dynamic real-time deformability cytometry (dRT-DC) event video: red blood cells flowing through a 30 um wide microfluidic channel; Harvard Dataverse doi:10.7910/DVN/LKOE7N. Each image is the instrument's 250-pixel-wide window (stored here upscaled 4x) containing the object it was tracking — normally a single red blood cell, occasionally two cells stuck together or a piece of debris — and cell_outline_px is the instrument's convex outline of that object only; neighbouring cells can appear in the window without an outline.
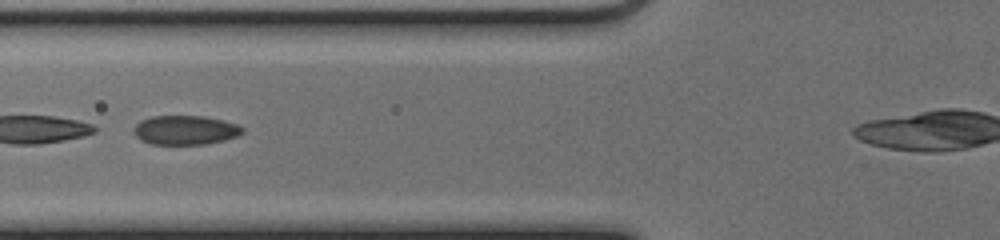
{"species": "common noctule bat (a hibernating species)", "species_latin": "Nyctalus noctula", "temperature_condition": "cold", "stored_images_in_passage": 35, "segment_of_instrument_passage": [2, 2], "camera_frame_rate_fps": 3000, "um_per_image_px": 0.085, "animal": {"sex": "female", "body_mass_g": 17.0, "forearm_length_mm": 48.0}, "frame": {"image": 1, "passage_image": 10, "time_ms": 3.0, "image_size_px": [1000, 240], "cell_outline_px": [[244, 132], [236, 136], [224, 140], [208, 144], [152, 144], [140, 140], [132, 132], [132, 128], [140, 120], [152, 116], [204, 116], [224, 120], [240, 124], [244, 128]], "centroid_in_image_um": [15.75, 11.05], "position_along_channel_um": 110.0, "area_um2": 18.79}}
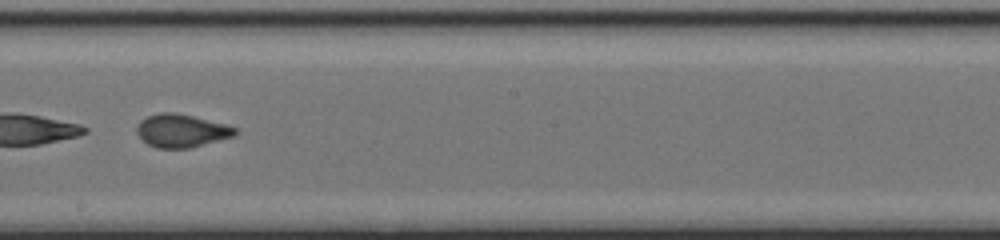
{"frame": {"image": 2, "passage_image": 19, "time_ms": 6.0, "image_size_px": [1000, 240], "cell_outline_px": [[236, 132], [232, 136], [188, 148], [156, 148], [148, 144], [136, 132], [136, 128], [140, 120], [148, 116], [160, 112], [176, 112], [224, 124], [236, 128]], "centroid_in_image_um": [15.36, 11.1], "position_along_channel_um": 232.8, "area_um2": 18.55}}
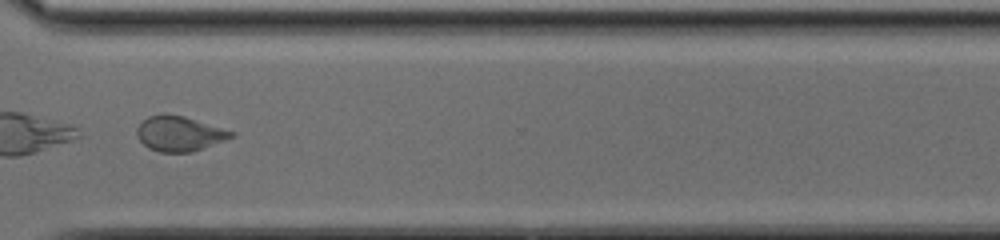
{"frame": {"image": 3, "passage_image": 28, "time_ms": 9.0, "image_size_px": [1000, 240], "cell_outline_px": [[236, 136], [192, 152], [160, 152], [148, 148], [136, 136], [136, 128], [148, 116], [164, 112], [184, 116], [236, 132]], "centroid_in_image_um": [15.24, 11.34], "position_along_channel_um": 355.4, "area_um2": 19.42}}